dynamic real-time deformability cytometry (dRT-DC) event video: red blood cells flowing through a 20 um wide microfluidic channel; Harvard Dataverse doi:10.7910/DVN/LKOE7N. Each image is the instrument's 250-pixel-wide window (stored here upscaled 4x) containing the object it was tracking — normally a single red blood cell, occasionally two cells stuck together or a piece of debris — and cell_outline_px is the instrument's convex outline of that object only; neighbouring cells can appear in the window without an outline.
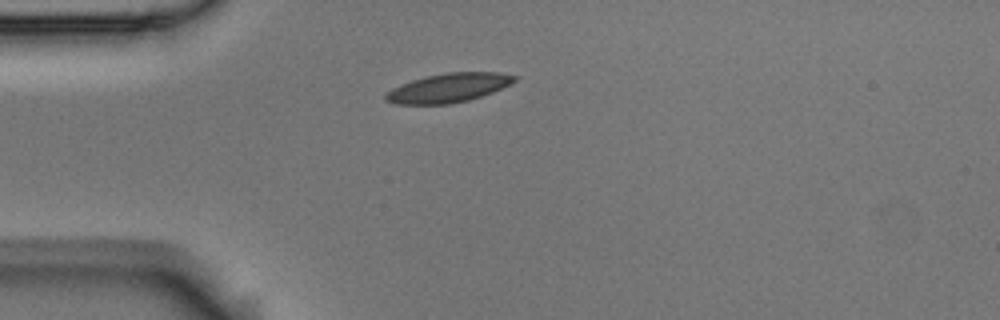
{"species": "Egyptian fruit bat (a non-hibernating species)", "species_latin": "Rousettus aegyptiacus", "temperature_condition": "room temperature", "stored_images_in_passage": 1, "camera_frame_rate_fps": 3000, "um_per_image_px": 0.085, "animal": {"sex": "male"}, "frame": {"image": 1, "passage_image": 1, "time_ms": 0.0, "image_size_px": [1000, 320], "cell_outline_px": [[516, 80], [492, 92], [468, 100], [448, 104], [396, 104], [384, 100], [384, 92], [392, 88], [412, 80], [428, 76], [448, 72], [500, 72], [516, 76]], "centroid_in_image_um": [38.06, 7.47], "position_along_channel_um": 46.9, "area_um2": 21.56}}